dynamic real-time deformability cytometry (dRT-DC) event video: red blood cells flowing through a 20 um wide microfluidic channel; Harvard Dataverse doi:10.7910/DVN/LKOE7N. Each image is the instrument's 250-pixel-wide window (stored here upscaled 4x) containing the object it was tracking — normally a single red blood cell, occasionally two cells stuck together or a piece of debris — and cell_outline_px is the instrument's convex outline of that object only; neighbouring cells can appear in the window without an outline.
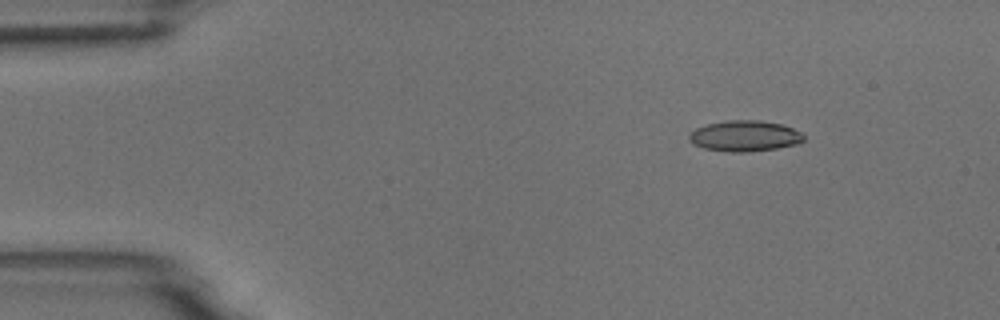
{"species": "common noctule bat (a hibernating species)", "species_latin": "Nyctalus noctula", "temperature_condition": "room temperature", "stored_images_in_passage": 10, "camera_frame_rate_fps": 3000, "um_per_image_px": 0.085, "animal": {"sex": "male", "body_mass_g": 18.8}, "frame": {"image": 1, "passage_image": 2, "time_ms": 1.333, "image_size_px": [1000, 320], "cell_outline_px": [[804, 140], [800, 144], [776, 148], [748, 152], [728, 152], [704, 148], [692, 144], [688, 140], [688, 136], [696, 128], [708, 124], [728, 120], [760, 120], [784, 124], [800, 132], [804, 136]], "centroid_in_image_um": [63.32, 11.56], "position_along_channel_um": 21.7, "area_um2": 20.75}}
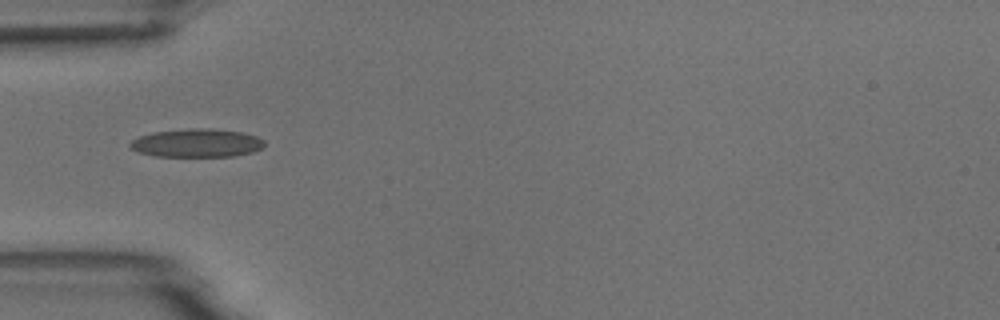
{"frame": {"image": 2, "passage_image": 5, "time_ms": 4.667, "image_size_px": [1000, 320], "cell_outline_px": [[264, 144], [260, 148], [252, 152], [236, 156], [156, 156], [140, 152], [132, 148], [128, 144], [132, 140], [140, 136], [152, 132], [188, 128], [212, 128], [244, 132], [256, 136], [264, 140]], "centroid_in_image_um": [16.74, 12.14], "position_along_channel_um": 68.3, "area_um2": 22.2}}